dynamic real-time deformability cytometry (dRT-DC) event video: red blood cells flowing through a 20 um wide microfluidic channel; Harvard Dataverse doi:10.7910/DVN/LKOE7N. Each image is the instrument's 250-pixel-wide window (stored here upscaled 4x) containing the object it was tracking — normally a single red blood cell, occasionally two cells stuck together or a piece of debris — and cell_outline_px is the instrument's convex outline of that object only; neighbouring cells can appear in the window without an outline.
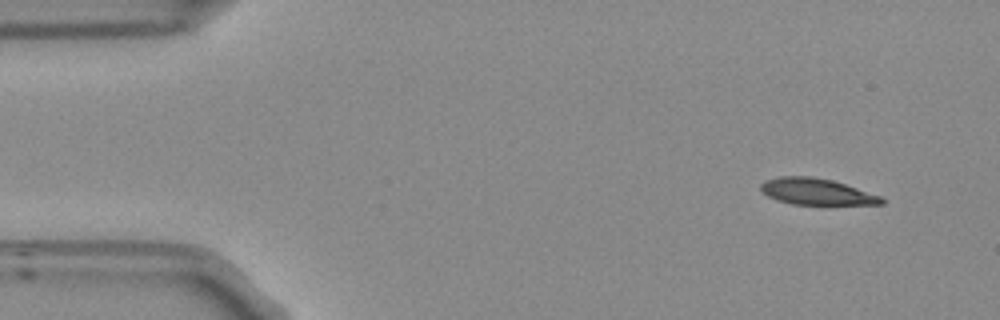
{"species": "Egyptian fruit bat (a non-hibernating species)", "species_latin": "Rousettus aegyptiacus", "temperature_condition": "room temperature", "stored_images_in_passage": 50, "camera_frame_rate_fps": 3000, "um_per_image_px": 0.085, "frame": {"image": 1, "passage_image": 1, "time_ms": 0.0, "image_size_px": [1000, 320], "cell_outline_px": [[884, 204], [828, 208], [792, 204], [776, 200], [760, 192], [760, 184], [764, 180], [780, 176], [812, 176], [832, 180], [880, 196], [884, 200]], "centroid_in_image_um": [69.43, 16.36], "position_along_channel_um": 15.6, "area_um2": 19.77}}
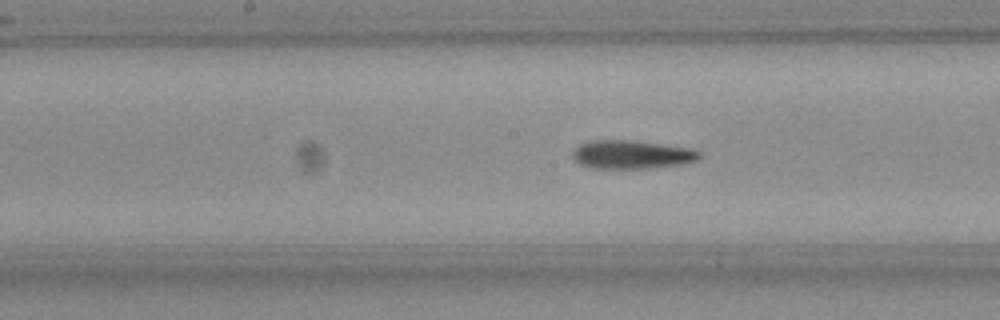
{"frame": {"image": 2, "passage_image": 23, "time_ms": 7.333, "image_size_px": [1000, 320], "cell_outline_px": [[700, 156], [696, 160], [684, 164], [644, 168], [592, 168], [580, 164], [572, 156], [572, 152], [580, 144], [592, 140], [628, 140], [692, 148], [700, 152]], "centroid_in_image_um": [53.69, 13.13], "position_along_channel_um": 194.5, "area_um2": 20.81}}
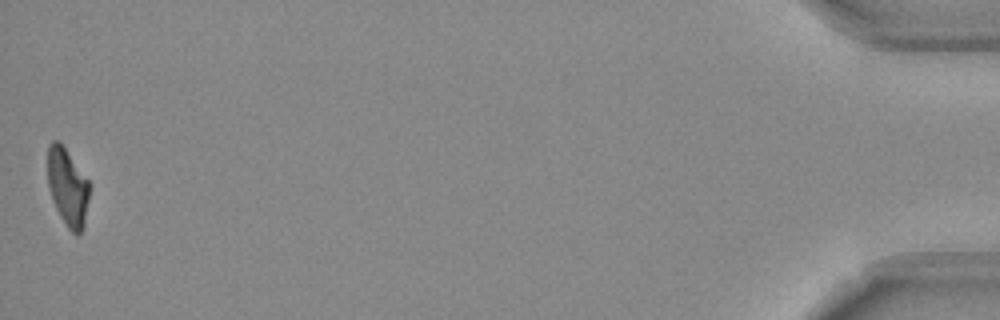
{"frame": {"image": 3, "passage_image": 50, "time_ms": 16.333, "image_size_px": [1000, 320], "cell_outline_px": [[88, 200], [84, 224], [80, 232], [76, 236], [68, 228], [60, 216], [56, 208], [48, 184], [48, 144], [52, 140], [60, 140], [88, 180]], "centroid_in_image_um": [5.73, 15.86], "position_along_channel_um": 429.5, "area_um2": 18.61}, "authors_computed_cell_mechanics": {"area_um2": 20.3456, "velocity_mm_per_s": 3.7439, "shape_relaxation_time_tau1_ms": 7.1142, "shape_relaxation_time_tau2_ms": 5.3518, "deformation_change_tau1": 0.2223, "deformation_change_tau2": 0.1206}}